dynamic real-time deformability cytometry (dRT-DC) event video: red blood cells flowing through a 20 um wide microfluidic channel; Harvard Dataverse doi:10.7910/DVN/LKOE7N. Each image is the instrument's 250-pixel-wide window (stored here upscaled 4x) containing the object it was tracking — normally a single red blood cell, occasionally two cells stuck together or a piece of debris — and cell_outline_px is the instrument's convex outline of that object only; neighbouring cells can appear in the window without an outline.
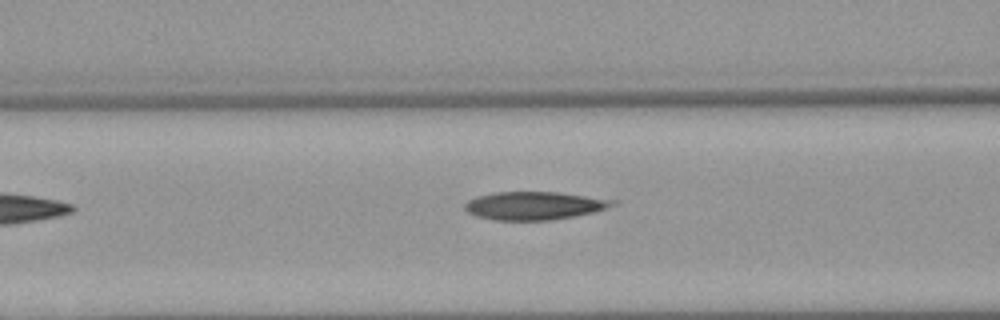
{"species": "Egyptian fruit bat (a non-hibernating species)", "species_latin": "Rousettus aegyptiacus", "temperature_condition": "warm", "stored_images_in_passage": 5, "camera_frame_rate_fps": 3000, "um_per_image_px": 0.085, "animal": {"sex": "female"}, "frame": {"image": 1, "passage_image": 3, "time_ms": 2.667, "image_size_px": [1000, 320], "cell_outline_px": [[620, 200], [616, 204], [596, 212], [552, 220], [496, 220], [476, 216], [468, 212], [464, 208], [464, 204], [468, 200], [476, 196], [492, 192], [560, 192]], "centroid_in_image_um": [45.45, 17.47], "position_along_channel_um": 121.2, "area_um2": 24.51}}